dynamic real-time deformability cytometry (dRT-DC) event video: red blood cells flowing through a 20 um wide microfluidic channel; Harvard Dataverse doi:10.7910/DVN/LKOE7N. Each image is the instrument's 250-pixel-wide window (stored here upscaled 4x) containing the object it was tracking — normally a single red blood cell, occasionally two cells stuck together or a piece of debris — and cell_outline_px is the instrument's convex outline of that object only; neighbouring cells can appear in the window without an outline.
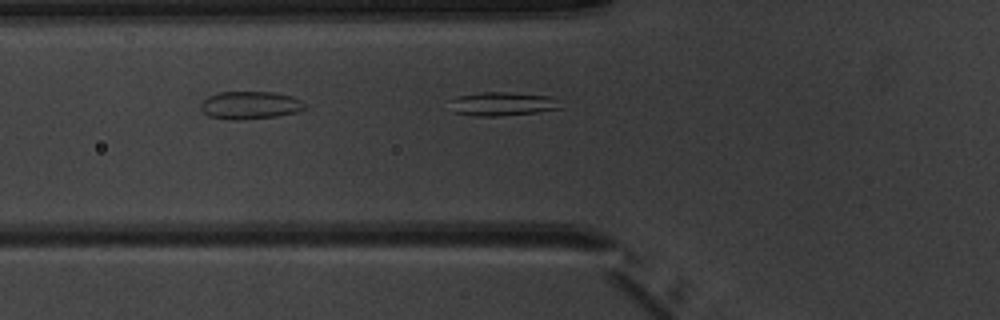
{"species": "common noctule bat (a hibernating species)", "species_latin": "Nyctalus noctula", "temperature_condition": "warm", "stored_images_in_passage": 4, "camera_frame_rate_fps": 3000, "um_per_image_px": 0.085, "animal": {"sex": "male", "body_mass_g": 20.1, "forearm_length_mm": 53.5}, "frame": {"image": 1, "passage_image": 4, "time_ms": 3.667, "image_size_px": [1000, 320], "cell_outline_px": [[564, 108], [536, 112], [496, 116], [476, 116], [452, 112], [444, 100], [456, 96], [480, 92], [508, 92], [548, 96]], "centroid_in_image_um": [42.52, 8.83], "position_along_channel_um": 83.3, "area_um2": 15.49}}